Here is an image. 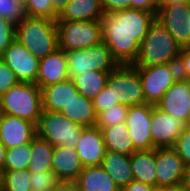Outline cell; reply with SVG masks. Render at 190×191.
<instances>
[{"label":"cell","mask_w":190,"mask_h":191,"mask_svg":"<svg viewBox=\"0 0 190 191\" xmlns=\"http://www.w3.org/2000/svg\"><path fill=\"white\" fill-rule=\"evenodd\" d=\"M157 12L125 9L103 13L102 41L119 65H133L138 57L140 44L156 21Z\"/></svg>","instance_id":"1"},{"label":"cell","mask_w":190,"mask_h":191,"mask_svg":"<svg viewBox=\"0 0 190 191\" xmlns=\"http://www.w3.org/2000/svg\"><path fill=\"white\" fill-rule=\"evenodd\" d=\"M182 47L165 27L155 21L140 44L138 57L133 67H148L178 63Z\"/></svg>","instance_id":"2"},{"label":"cell","mask_w":190,"mask_h":191,"mask_svg":"<svg viewBox=\"0 0 190 191\" xmlns=\"http://www.w3.org/2000/svg\"><path fill=\"white\" fill-rule=\"evenodd\" d=\"M15 39L38 60L59 48L56 21L52 19L26 16L16 25Z\"/></svg>","instance_id":"3"},{"label":"cell","mask_w":190,"mask_h":191,"mask_svg":"<svg viewBox=\"0 0 190 191\" xmlns=\"http://www.w3.org/2000/svg\"><path fill=\"white\" fill-rule=\"evenodd\" d=\"M1 113L19 117L36 126L43 113L41 89L35 83L19 82L0 97Z\"/></svg>","instance_id":"4"},{"label":"cell","mask_w":190,"mask_h":191,"mask_svg":"<svg viewBox=\"0 0 190 191\" xmlns=\"http://www.w3.org/2000/svg\"><path fill=\"white\" fill-rule=\"evenodd\" d=\"M66 56L72 80L89 71L110 73L120 66L103 41L88 48L67 51Z\"/></svg>","instance_id":"5"},{"label":"cell","mask_w":190,"mask_h":191,"mask_svg":"<svg viewBox=\"0 0 190 191\" xmlns=\"http://www.w3.org/2000/svg\"><path fill=\"white\" fill-rule=\"evenodd\" d=\"M84 126L72 122L61 112L43 111L36 126L37 135L54 147L75 148Z\"/></svg>","instance_id":"6"},{"label":"cell","mask_w":190,"mask_h":191,"mask_svg":"<svg viewBox=\"0 0 190 191\" xmlns=\"http://www.w3.org/2000/svg\"><path fill=\"white\" fill-rule=\"evenodd\" d=\"M58 45L65 52L80 50L102 42V23L91 21H56Z\"/></svg>","instance_id":"7"},{"label":"cell","mask_w":190,"mask_h":191,"mask_svg":"<svg viewBox=\"0 0 190 191\" xmlns=\"http://www.w3.org/2000/svg\"><path fill=\"white\" fill-rule=\"evenodd\" d=\"M134 68L138 71L142 83L145 103L154 106L179 79L178 63Z\"/></svg>","instance_id":"8"},{"label":"cell","mask_w":190,"mask_h":191,"mask_svg":"<svg viewBox=\"0 0 190 191\" xmlns=\"http://www.w3.org/2000/svg\"><path fill=\"white\" fill-rule=\"evenodd\" d=\"M107 85L113 90L116 100L125 106L131 107L145 103L138 71L132 65H120L110 72Z\"/></svg>","instance_id":"9"},{"label":"cell","mask_w":190,"mask_h":191,"mask_svg":"<svg viewBox=\"0 0 190 191\" xmlns=\"http://www.w3.org/2000/svg\"><path fill=\"white\" fill-rule=\"evenodd\" d=\"M156 20L165 27L181 47L190 46L189 3L159 5Z\"/></svg>","instance_id":"10"},{"label":"cell","mask_w":190,"mask_h":191,"mask_svg":"<svg viewBox=\"0 0 190 191\" xmlns=\"http://www.w3.org/2000/svg\"><path fill=\"white\" fill-rule=\"evenodd\" d=\"M157 187L174 188L184 184L186 166L172 147L155 148Z\"/></svg>","instance_id":"11"},{"label":"cell","mask_w":190,"mask_h":191,"mask_svg":"<svg viewBox=\"0 0 190 191\" xmlns=\"http://www.w3.org/2000/svg\"><path fill=\"white\" fill-rule=\"evenodd\" d=\"M0 59L14 72L19 82L36 83L40 60L16 39L10 43Z\"/></svg>","instance_id":"12"},{"label":"cell","mask_w":190,"mask_h":191,"mask_svg":"<svg viewBox=\"0 0 190 191\" xmlns=\"http://www.w3.org/2000/svg\"><path fill=\"white\" fill-rule=\"evenodd\" d=\"M150 130L153 148L173 147L186 124L151 105Z\"/></svg>","instance_id":"13"},{"label":"cell","mask_w":190,"mask_h":191,"mask_svg":"<svg viewBox=\"0 0 190 191\" xmlns=\"http://www.w3.org/2000/svg\"><path fill=\"white\" fill-rule=\"evenodd\" d=\"M151 104H141L128 108L125 125L133 140L136 151L152 150V135L150 130Z\"/></svg>","instance_id":"14"},{"label":"cell","mask_w":190,"mask_h":191,"mask_svg":"<svg viewBox=\"0 0 190 191\" xmlns=\"http://www.w3.org/2000/svg\"><path fill=\"white\" fill-rule=\"evenodd\" d=\"M155 106L190 125V81L179 78Z\"/></svg>","instance_id":"15"},{"label":"cell","mask_w":190,"mask_h":191,"mask_svg":"<svg viewBox=\"0 0 190 191\" xmlns=\"http://www.w3.org/2000/svg\"><path fill=\"white\" fill-rule=\"evenodd\" d=\"M36 135L34 123L7 114L0 115V141L6 149L29 143Z\"/></svg>","instance_id":"16"},{"label":"cell","mask_w":190,"mask_h":191,"mask_svg":"<svg viewBox=\"0 0 190 191\" xmlns=\"http://www.w3.org/2000/svg\"><path fill=\"white\" fill-rule=\"evenodd\" d=\"M83 167L101 166L106 149L101 129L84 127L75 147Z\"/></svg>","instance_id":"17"},{"label":"cell","mask_w":190,"mask_h":191,"mask_svg":"<svg viewBox=\"0 0 190 191\" xmlns=\"http://www.w3.org/2000/svg\"><path fill=\"white\" fill-rule=\"evenodd\" d=\"M69 78L66 52L56 49L39 62L36 85L42 89L45 86L57 84Z\"/></svg>","instance_id":"18"},{"label":"cell","mask_w":190,"mask_h":191,"mask_svg":"<svg viewBox=\"0 0 190 191\" xmlns=\"http://www.w3.org/2000/svg\"><path fill=\"white\" fill-rule=\"evenodd\" d=\"M83 168L75 148L55 146L51 171L60 181L75 182Z\"/></svg>","instance_id":"19"},{"label":"cell","mask_w":190,"mask_h":191,"mask_svg":"<svg viewBox=\"0 0 190 191\" xmlns=\"http://www.w3.org/2000/svg\"><path fill=\"white\" fill-rule=\"evenodd\" d=\"M43 111L61 112L79 92L70 78L41 89Z\"/></svg>","instance_id":"20"},{"label":"cell","mask_w":190,"mask_h":191,"mask_svg":"<svg viewBox=\"0 0 190 191\" xmlns=\"http://www.w3.org/2000/svg\"><path fill=\"white\" fill-rule=\"evenodd\" d=\"M101 166L120 189L134 180L128 154L106 150Z\"/></svg>","instance_id":"21"},{"label":"cell","mask_w":190,"mask_h":191,"mask_svg":"<svg viewBox=\"0 0 190 191\" xmlns=\"http://www.w3.org/2000/svg\"><path fill=\"white\" fill-rule=\"evenodd\" d=\"M102 17L100 0H70L56 21H101Z\"/></svg>","instance_id":"22"},{"label":"cell","mask_w":190,"mask_h":191,"mask_svg":"<svg viewBox=\"0 0 190 191\" xmlns=\"http://www.w3.org/2000/svg\"><path fill=\"white\" fill-rule=\"evenodd\" d=\"M75 183L79 191H121L102 166L83 168Z\"/></svg>","instance_id":"23"},{"label":"cell","mask_w":190,"mask_h":191,"mask_svg":"<svg viewBox=\"0 0 190 191\" xmlns=\"http://www.w3.org/2000/svg\"><path fill=\"white\" fill-rule=\"evenodd\" d=\"M61 113L72 122L81 126H96L97 113L93 106V102L80 93L74 96L69 104L61 110Z\"/></svg>","instance_id":"24"},{"label":"cell","mask_w":190,"mask_h":191,"mask_svg":"<svg viewBox=\"0 0 190 191\" xmlns=\"http://www.w3.org/2000/svg\"><path fill=\"white\" fill-rule=\"evenodd\" d=\"M130 163L135 181L157 187L155 149L135 151L130 155Z\"/></svg>","instance_id":"25"},{"label":"cell","mask_w":190,"mask_h":191,"mask_svg":"<svg viewBox=\"0 0 190 191\" xmlns=\"http://www.w3.org/2000/svg\"><path fill=\"white\" fill-rule=\"evenodd\" d=\"M99 128L103 135V142L106 150L128 155L136 151L125 123Z\"/></svg>","instance_id":"26"},{"label":"cell","mask_w":190,"mask_h":191,"mask_svg":"<svg viewBox=\"0 0 190 191\" xmlns=\"http://www.w3.org/2000/svg\"><path fill=\"white\" fill-rule=\"evenodd\" d=\"M54 149L50 142L36 135L31 141V160L28 170L30 172L51 171Z\"/></svg>","instance_id":"27"},{"label":"cell","mask_w":190,"mask_h":191,"mask_svg":"<svg viewBox=\"0 0 190 191\" xmlns=\"http://www.w3.org/2000/svg\"><path fill=\"white\" fill-rule=\"evenodd\" d=\"M109 73L89 71L73 79L78 92L93 100L107 85Z\"/></svg>","instance_id":"28"},{"label":"cell","mask_w":190,"mask_h":191,"mask_svg":"<svg viewBox=\"0 0 190 191\" xmlns=\"http://www.w3.org/2000/svg\"><path fill=\"white\" fill-rule=\"evenodd\" d=\"M1 191H32L30 184V171L13 170L3 171L0 174Z\"/></svg>","instance_id":"29"},{"label":"cell","mask_w":190,"mask_h":191,"mask_svg":"<svg viewBox=\"0 0 190 191\" xmlns=\"http://www.w3.org/2000/svg\"><path fill=\"white\" fill-rule=\"evenodd\" d=\"M31 142L7 149L3 171L28 169L31 160Z\"/></svg>","instance_id":"30"},{"label":"cell","mask_w":190,"mask_h":191,"mask_svg":"<svg viewBox=\"0 0 190 191\" xmlns=\"http://www.w3.org/2000/svg\"><path fill=\"white\" fill-rule=\"evenodd\" d=\"M128 106L122 103L116 104L100 112L97 115V127H110L116 126L117 124L125 123Z\"/></svg>","instance_id":"31"},{"label":"cell","mask_w":190,"mask_h":191,"mask_svg":"<svg viewBox=\"0 0 190 191\" xmlns=\"http://www.w3.org/2000/svg\"><path fill=\"white\" fill-rule=\"evenodd\" d=\"M0 16L19 24L27 16L25 0H0Z\"/></svg>","instance_id":"32"},{"label":"cell","mask_w":190,"mask_h":191,"mask_svg":"<svg viewBox=\"0 0 190 191\" xmlns=\"http://www.w3.org/2000/svg\"><path fill=\"white\" fill-rule=\"evenodd\" d=\"M27 16L57 20L50 0H25Z\"/></svg>","instance_id":"33"},{"label":"cell","mask_w":190,"mask_h":191,"mask_svg":"<svg viewBox=\"0 0 190 191\" xmlns=\"http://www.w3.org/2000/svg\"><path fill=\"white\" fill-rule=\"evenodd\" d=\"M59 182L52 171L30 172V184L33 190L51 191Z\"/></svg>","instance_id":"34"},{"label":"cell","mask_w":190,"mask_h":191,"mask_svg":"<svg viewBox=\"0 0 190 191\" xmlns=\"http://www.w3.org/2000/svg\"><path fill=\"white\" fill-rule=\"evenodd\" d=\"M172 148L181 157L185 166L190 165V125L185 126Z\"/></svg>","instance_id":"35"},{"label":"cell","mask_w":190,"mask_h":191,"mask_svg":"<svg viewBox=\"0 0 190 191\" xmlns=\"http://www.w3.org/2000/svg\"><path fill=\"white\" fill-rule=\"evenodd\" d=\"M16 38V25L0 16V57Z\"/></svg>","instance_id":"36"},{"label":"cell","mask_w":190,"mask_h":191,"mask_svg":"<svg viewBox=\"0 0 190 191\" xmlns=\"http://www.w3.org/2000/svg\"><path fill=\"white\" fill-rule=\"evenodd\" d=\"M92 102L97 115L100 112L111 108V106L119 104L113 90H111L108 85H106V87L92 100Z\"/></svg>","instance_id":"37"},{"label":"cell","mask_w":190,"mask_h":191,"mask_svg":"<svg viewBox=\"0 0 190 191\" xmlns=\"http://www.w3.org/2000/svg\"><path fill=\"white\" fill-rule=\"evenodd\" d=\"M18 83L14 72L0 59V97Z\"/></svg>","instance_id":"38"},{"label":"cell","mask_w":190,"mask_h":191,"mask_svg":"<svg viewBox=\"0 0 190 191\" xmlns=\"http://www.w3.org/2000/svg\"><path fill=\"white\" fill-rule=\"evenodd\" d=\"M179 78L190 81V46L182 47L178 59Z\"/></svg>","instance_id":"39"},{"label":"cell","mask_w":190,"mask_h":191,"mask_svg":"<svg viewBox=\"0 0 190 191\" xmlns=\"http://www.w3.org/2000/svg\"><path fill=\"white\" fill-rule=\"evenodd\" d=\"M129 8L151 12L158 11V5L154 2V0H126V9Z\"/></svg>","instance_id":"40"},{"label":"cell","mask_w":190,"mask_h":191,"mask_svg":"<svg viewBox=\"0 0 190 191\" xmlns=\"http://www.w3.org/2000/svg\"><path fill=\"white\" fill-rule=\"evenodd\" d=\"M103 13H114L126 9V0H100Z\"/></svg>","instance_id":"41"},{"label":"cell","mask_w":190,"mask_h":191,"mask_svg":"<svg viewBox=\"0 0 190 191\" xmlns=\"http://www.w3.org/2000/svg\"><path fill=\"white\" fill-rule=\"evenodd\" d=\"M154 187L138 181H131L121 191H153Z\"/></svg>","instance_id":"42"},{"label":"cell","mask_w":190,"mask_h":191,"mask_svg":"<svg viewBox=\"0 0 190 191\" xmlns=\"http://www.w3.org/2000/svg\"><path fill=\"white\" fill-rule=\"evenodd\" d=\"M51 191H79L75 182L60 181Z\"/></svg>","instance_id":"43"},{"label":"cell","mask_w":190,"mask_h":191,"mask_svg":"<svg viewBox=\"0 0 190 191\" xmlns=\"http://www.w3.org/2000/svg\"><path fill=\"white\" fill-rule=\"evenodd\" d=\"M53 11L59 15L70 0H50Z\"/></svg>","instance_id":"44"},{"label":"cell","mask_w":190,"mask_h":191,"mask_svg":"<svg viewBox=\"0 0 190 191\" xmlns=\"http://www.w3.org/2000/svg\"><path fill=\"white\" fill-rule=\"evenodd\" d=\"M6 151H7L6 147L0 141V174L3 172Z\"/></svg>","instance_id":"45"},{"label":"cell","mask_w":190,"mask_h":191,"mask_svg":"<svg viewBox=\"0 0 190 191\" xmlns=\"http://www.w3.org/2000/svg\"><path fill=\"white\" fill-rule=\"evenodd\" d=\"M189 0H164L160 5L188 3Z\"/></svg>","instance_id":"46"},{"label":"cell","mask_w":190,"mask_h":191,"mask_svg":"<svg viewBox=\"0 0 190 191\" xmlns=\"http://www.w3.org/2000/svg\"><path fill=\"white\" fill-rule=\"evenodd\" d=\"M173 191H190V186L182 184L173 188Z\"/></svg>","instance_id":"47"},{"label":"cell","mask_w":190,"mask_h":191,"mask_svg":"<svg viewBox=\"0 0 190 191\" xmlns=\"http://www.w3.org/2000/svg\"><path fill=\"white\" fill-rule=\"evenodd\" d=\"M184 184L190 186V165L186 166V178Z\"/></svg>","instance_id":"48"},{"label":"cell","mask_w":190,"mask_h":191,"mask_svg":"<svg viewBox=\"0 0 190 191\" xmlns=\"http://www.w3.org/2000/svg\"><path fill=\"white\" fill-rule=\"evenodd\" d=\"M153 191H173V189L165 187H154Z\"/></svg>","instance_id":"49"},{"label":"cell","mask_w":190,"mask_h":191,"mask_svg":"<svg viewBox=\"0 0 190 191\" xmlns=\"http://www.w3.org/2000/svg\"><path fill=\"white\" fill-rule=\"evenodd\" d=\"M164 0H154V2L159 6Z\"/></svg>","instance_id":"50"}]
</instances>
